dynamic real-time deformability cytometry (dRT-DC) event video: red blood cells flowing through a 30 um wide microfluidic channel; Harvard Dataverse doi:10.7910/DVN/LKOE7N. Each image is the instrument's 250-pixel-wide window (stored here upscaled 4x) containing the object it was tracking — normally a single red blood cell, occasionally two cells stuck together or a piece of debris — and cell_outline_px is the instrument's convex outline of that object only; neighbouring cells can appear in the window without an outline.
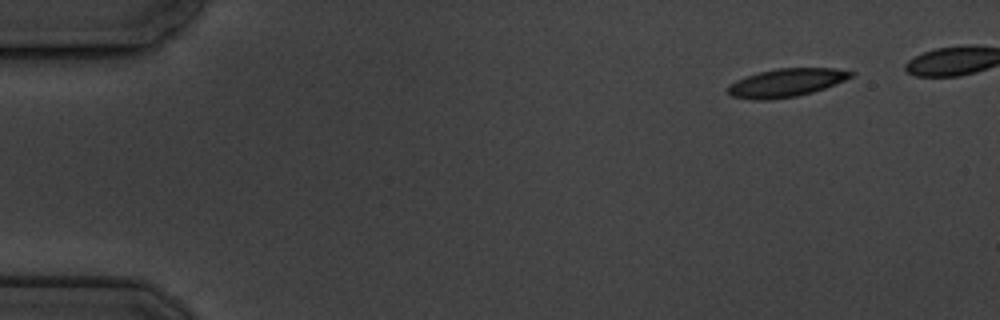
{"species": "common noctule bat (a hibernating species)", "species_latin": "Nyctalus noctula", "temperature_condition": "cold", "stored_images_in_passage": 5, "camera_frame_rate_fps": 3000, "um_per_image_px": 0.085, "animal": {"sex": "male", "body_mass_g": 19.5, "forearm_length_mm": 54.6}, "frame": {"image": 1, "passage_image": 1, "time_ms": 0.0, "image_size_px": [1000, 320], "cell_outline_px": [[856, 72], [852, 76], [844, 80], [824, 88], [812, 92], [796, 96], [768, 100], [752, 100], [732, 96], [728, 92], [728, 84], [736, 80], [760, 72], [776, 68], [836, 68]], "centroid_in_image_um": [66.82, 7.03], "position_along_channel_um": 18.2, "area_um2": 20.11}}